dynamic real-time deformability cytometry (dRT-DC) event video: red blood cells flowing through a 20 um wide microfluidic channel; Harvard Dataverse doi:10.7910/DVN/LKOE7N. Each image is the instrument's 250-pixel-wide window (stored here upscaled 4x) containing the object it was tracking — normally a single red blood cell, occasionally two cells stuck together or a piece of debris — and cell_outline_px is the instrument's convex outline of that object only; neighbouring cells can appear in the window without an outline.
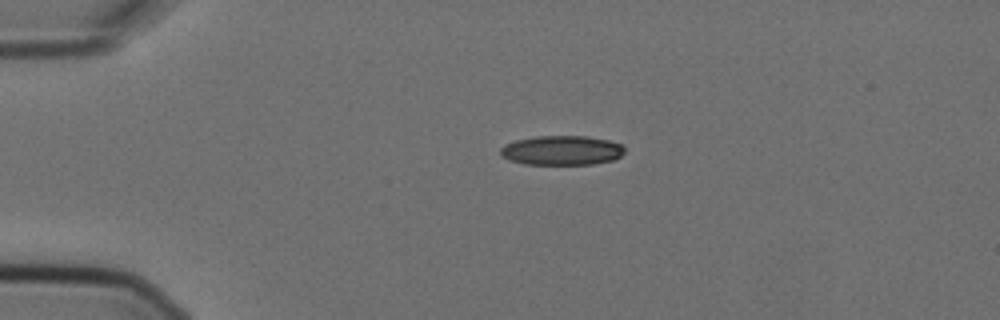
{"species": "Egyptian fruit bat (a non-hibernating species)", "species_latin": "Rousettus aegyptiacus", "temperature_condition": "cold", "stored_images_in_passage": 2, "camera_frame_rate_fps": 3000, "um_per_image_px": 0.085, "animal": {"sex": "female"}, "frame": {"image": 1, "passage_image": 1, "time_ms": 0.0, "image_size_px": [1000, 320], "cell_outline_px": [[624, 152], [620, 156], [612, 160], [592, 164], [524, 164], [508, 160], [500, 152], [500, 148], [504, 144], [516, 140], [536, 136], [588, 136], [608, 140], [620, 144], [624, 148]], "centroid_in_image_um": [47.73, 12.78], "position_along_channel_um": 37.3, "area_um2": 21.27}}